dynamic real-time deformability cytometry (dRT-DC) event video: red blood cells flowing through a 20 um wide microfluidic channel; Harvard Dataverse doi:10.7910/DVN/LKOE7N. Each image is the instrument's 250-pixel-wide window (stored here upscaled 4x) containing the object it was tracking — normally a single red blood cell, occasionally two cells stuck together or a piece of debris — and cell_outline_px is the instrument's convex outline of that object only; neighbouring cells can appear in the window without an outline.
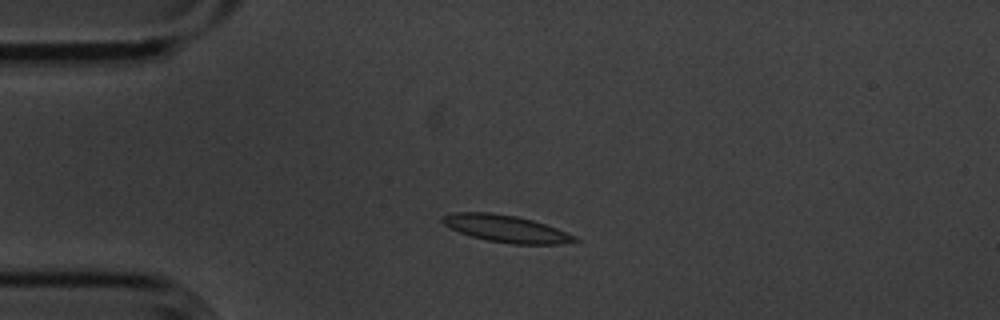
{"species": "common noctule bat (a hibernating species)", "species_latin": "Nyctalus noctula", "temperature_condition": "cold", "stored_images_in_passage": 5, "camera_frame_rate_fps": 3000, "um_per_image_px": 0.085, "animal": {"sex": "male", "body_mass_g": 20.1, "forearm_length_mm": 53.5}, "frame": {"image": 1, "passage_image": 2, "time_ms": 0.333, "image_size_px": [1000, 320], "cell_outline_px": [[580, 240], [560, 244], [508, 244], [488, 240], [472, 236], [460, 232], [444, 224], [440, 220], [444, 216], [452, 212], [488, 212], [516, 216], [532, 220], [556, 228], [576, 236]], "centroid_in_image_um": [43.02, 19.44], "position_along_channel_um": 42.0, "area_um2": 20.63}}
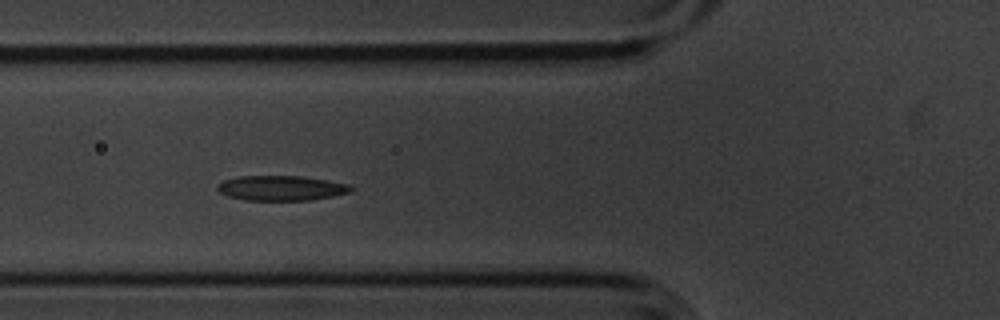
{"frame": {"image": 2, "passage_image": 4, "time_ms": 1.0, "image_size_px": [1000, 320], "cell_outline_px": [[356, 188], [352, 192], [332, 196], [308, 200], [244, 200], [228, 196], [220, 192], [216, 188], [224, 180], [236, 176], [300, 176], [328, 180], [352, 184]], "centroid_in_image_um": [23.97, 15.98], "position_along_channel_um": 101.8, "area_um2": 19.54}}
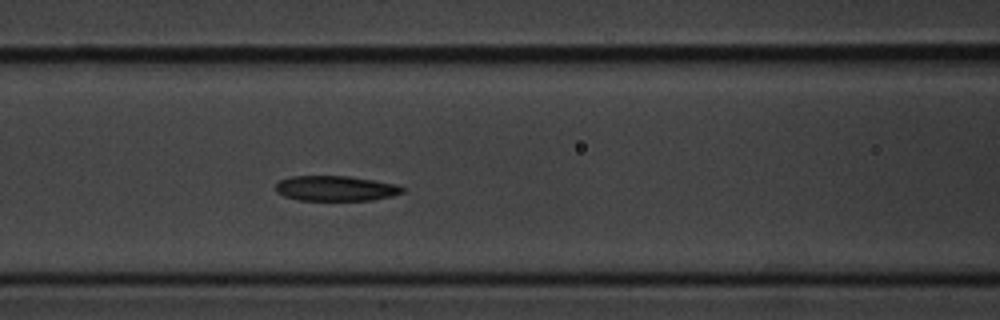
{"frame": {"image": 3, "passage_image": 5, "time_ms": 1.333, "image_size_px": [1000, 320], "cell_outline_px": [[408, 188], [404, 192], [392, 196], [372, 200], [296, 200], [284, 196], [276, 192], [276, 184], [280, 180], [292, 176], [348, 176], [396, 184]], "centroid_in_image_um": [28.55, 16.02], "position_along_channel_um": 138.0, "area_um2": 18.67}}